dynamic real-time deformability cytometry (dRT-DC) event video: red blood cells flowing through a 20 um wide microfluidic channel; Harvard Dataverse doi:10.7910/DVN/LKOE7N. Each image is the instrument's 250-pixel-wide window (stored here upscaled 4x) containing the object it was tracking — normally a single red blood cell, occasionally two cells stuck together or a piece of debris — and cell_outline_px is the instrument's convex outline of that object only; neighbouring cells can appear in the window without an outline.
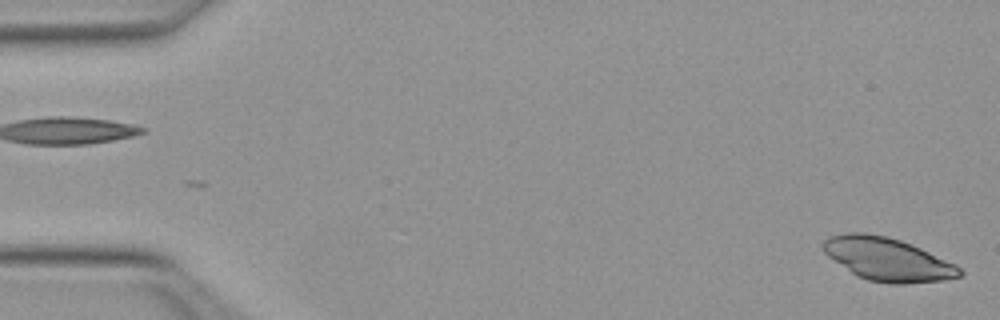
{"species": "Egyptian fruit bat (a non-hibernating species)", "species_latin": "Rousettus aegyptiacus", "temperature_condition": "warm", "stored_images_in_passage": 17, "segment_of_instrument_passage": [2, 2], "camera_frame_rate_fps": 3000, "um_per_image_px": 0.085, "animal": {"sex": "female"}, "frame": {"image": 1, "passage_image": 17, "time_ms": 5.333, "image_size_px": [1000, 320], "cell_outline_px": [[964, 276], [944, 280], [904, 284], [892, 284], [868, 280], [856, 276], [828, 256], [824, 252], [820, 244], [828, 236], [844, 232], [864, 232], [888, 236], [900, 240], [920, 248], [956, 264], [964, 272]], "centroid_in_image_um": [75.43, 22.03], "position_along_channel_um": 9.6, "area_um2": 34.62}}